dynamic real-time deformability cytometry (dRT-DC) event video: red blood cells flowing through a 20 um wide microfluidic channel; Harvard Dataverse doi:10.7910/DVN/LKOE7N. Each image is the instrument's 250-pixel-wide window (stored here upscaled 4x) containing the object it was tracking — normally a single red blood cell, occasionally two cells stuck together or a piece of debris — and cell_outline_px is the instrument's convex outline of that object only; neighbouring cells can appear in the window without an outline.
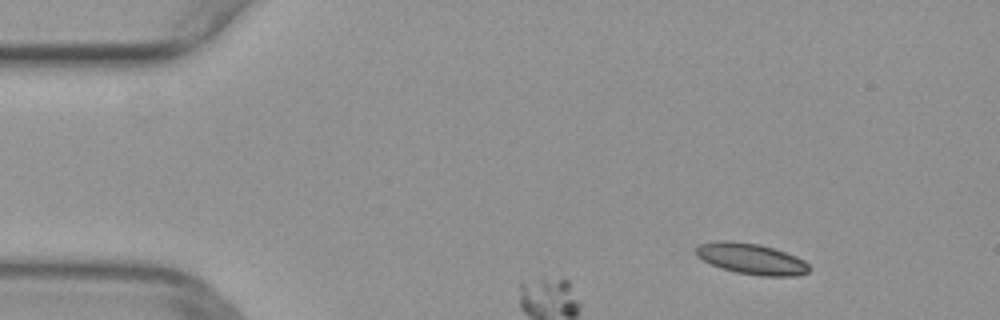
{"species": "common noctule bat (a hibernating species)", "species_latin": "Nyctalus noctula", "temperature_condition": "warm", "stored_images_in_passage": 10, "camera_frame_rate_fps": 3000, "um_per_image_px": 0.085, "animal": {"sex": "female", "body_mass_g": 29.2, "forearm_length_mm": 56.3}, "frame": {"image": 1, "passage_image": 6, "time_ms": 1.667, "image_size_px": [1000, 320], "cell_outline_px": [[812, 268], [808, 272], [796, 276], [760, 276], [736, 272], [712, 264], [696, 256], [696, 244], [716, 240], [728, 240], [760, 244], [796, 256], [804, 260]], "centroid_in_image_um": [63.86, 21.99], "position_along_channel_um": 21.1, "area_um2": 20.46}}